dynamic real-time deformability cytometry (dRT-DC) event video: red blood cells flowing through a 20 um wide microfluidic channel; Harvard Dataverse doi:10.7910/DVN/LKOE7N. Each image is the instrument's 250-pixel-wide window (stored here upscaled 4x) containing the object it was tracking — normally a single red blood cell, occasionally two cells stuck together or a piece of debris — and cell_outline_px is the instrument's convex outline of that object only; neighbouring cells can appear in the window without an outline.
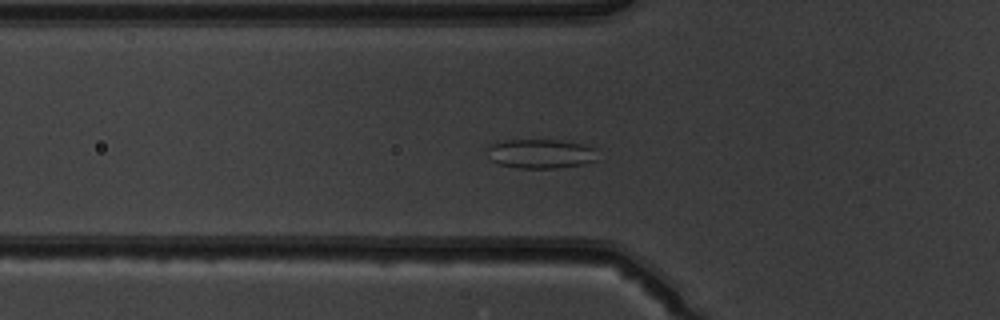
{"species": "common noctule bat (a hibernating species)", "species_latin": "Nyctalus noctula", "temperature_condition": "warm", "stored_images_in_passage": 51, "camera_frame_rate_fps": 3000, "um_per_image_px": 0.085, "animal": {"sex": "male", "body_mass_g": 19.5, "forearm_length_mm": 54.6}, "frame": {"image": 1, "passage_image": 18, "time_ms": 5.667, "image_size_px": [1000, 320], "cell_outline_px": [[596, 160], [584, 164], [556, 168], [520, 168], [500, 164], [492, 160], [488, 148], [492, 144], [508, 140], [560, 140], [580, 144], [596, 148]], "centroid_in_image_um": [46.01, 13.07], "position_along_channel_um": 79.8, "area_um2": 18.5}}
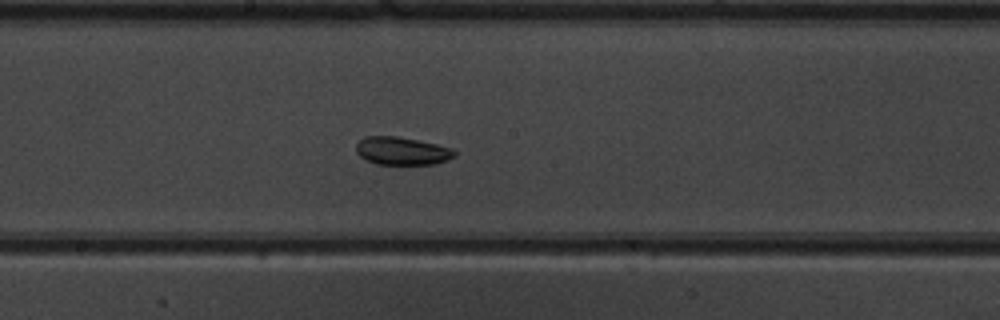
{"frame": {"image": 2, "passage_image": 28, "time_ms": 9.0, "image_size_px": [1000, 320], "cell_outline_px": [[456, 156], [448, 160], [436, 164], [376, 164], [360, 156], [356, 152], [356, 144], [364, 136], [396, 136], [436, 144], [452, 148], [456, 152]], "centroid_in_image_um": [34.18, 12.83], "position_along_channel_um": 214.0, "area_um2": 16.01}}
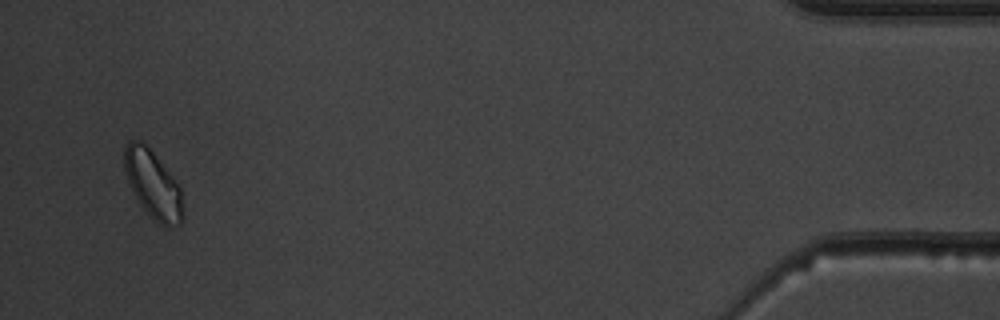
{"frame": {"image": 3, "passage_image": 49, "time_ms": 16.0, "image_size_px": [1000, 320], "cell_outline_px": [[184, 216], [180, 224], [160, 224], [140, 204], [132, 192], [128, 184], [124, 168], [124, 148], [128, 140], [140, 140], [148, 144], [180, 184], [184, 212]], "centroid_in_image_um": [13.0, 15.59], "position_along_channel_um": 422.2, "area_um2": 23.47}, "authors_computed_cell_mechanics": {"area_um2": 19.5942, "velocity_mm_per_s": 4.0271, "shape_relaxation_time_tau1_ms": null, "shape_relaxation_time_tau2_ms": 5.7566, "deformation_change_tau1": null, "deformation_change_tau2": 0.0874}}